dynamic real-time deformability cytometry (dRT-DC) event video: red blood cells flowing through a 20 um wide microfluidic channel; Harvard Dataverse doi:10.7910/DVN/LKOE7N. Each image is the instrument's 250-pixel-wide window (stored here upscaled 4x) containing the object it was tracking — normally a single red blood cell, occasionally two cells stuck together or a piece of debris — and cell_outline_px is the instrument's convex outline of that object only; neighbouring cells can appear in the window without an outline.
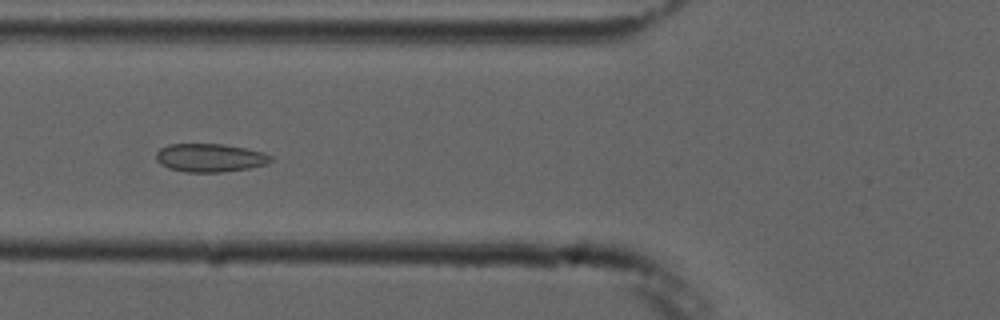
{"species": "common noctule bat (a hibernating species)", "species_latin": "Nyctalus noctula", "temperature_condition": "cold", "stored_images_in_passage": 7, "camera_frame_rate_fps": 3000, "um_per_image_px": 0.085, "animal": {"sex": "male", "forearm_length_mm": 52.5}, "frame": {"image": 1, "passage_image": 7, "time_ms": 6.667, "image_size_px": [1000, 320], "cell_outline_px": [[272, 160], [268, 164], [248, 168], [224, 172], [184, 172], [168, 168], [160, 164], [156, 160], [156, 152], [160, 148], [168, 144], [224, 144], [264, 152], [272, 156]], "centroid_in_image_um": [17.84, 13.41], "position_along_channel_um": 108.0, "area_um2": 19.07}}